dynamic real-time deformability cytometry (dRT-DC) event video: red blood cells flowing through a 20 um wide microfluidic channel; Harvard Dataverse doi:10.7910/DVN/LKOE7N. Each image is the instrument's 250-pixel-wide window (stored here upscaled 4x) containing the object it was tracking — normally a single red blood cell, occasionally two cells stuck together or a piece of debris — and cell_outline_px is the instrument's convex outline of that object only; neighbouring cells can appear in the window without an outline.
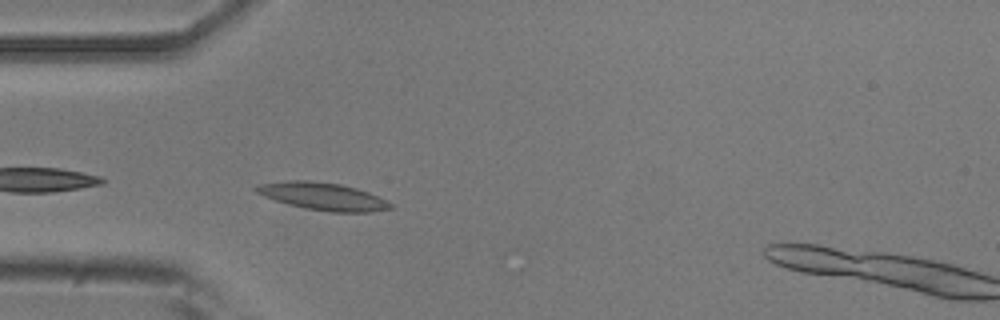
{"species": "common noctule bat (a hibernating species)", "species_latin": "Nyctalus noctula", "temperature_condition": "room temperature", "stored_images_in_passage": 33, "camera_frame_rate_fps": 3000, "um_per_image_px": 0.085, "animal": {"sex": "male", "body_mass_g": 20.5, "forearm_length_mm": 52.5}, "frame": {"image": 1, "passage_image": 2, "time_ms": 0.333, "image_size_px": [1000, 320], "cell_outline_px": [[392, 208], [372, 212], [328, 212], [304, 208], [288, 204], [264, 196], [256, 192], [252, 188], [260, 184], [288, 180], [308, 180], [340, 184], [356, 188], [368, 192], [388, 200], [392, 204]], "centroid_in_image_um": [27.46, 16.69], "position_along_channel_um": 57.5, "area_um2": 21.56}}
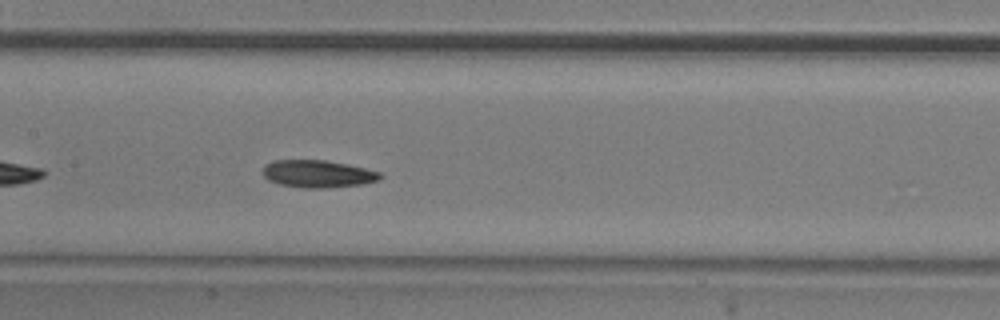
{"frame": {"image": 2, "passage_image": 12, "time_ms": 3.667, "image_size_px": [1000, 320], "cell_outline_px": [[384, 176], [380, 180], [364, 184], [324, 188], [304, 188], [280, 184], [268, 180], [264, 176], [264, 164], [276, 160], [324, 160], [348, 164], [380, 172]], "centroid_in_image_um": [27.05, 14.78], "position_along_channel_um": 180.4, "area_um2": 18.79}}
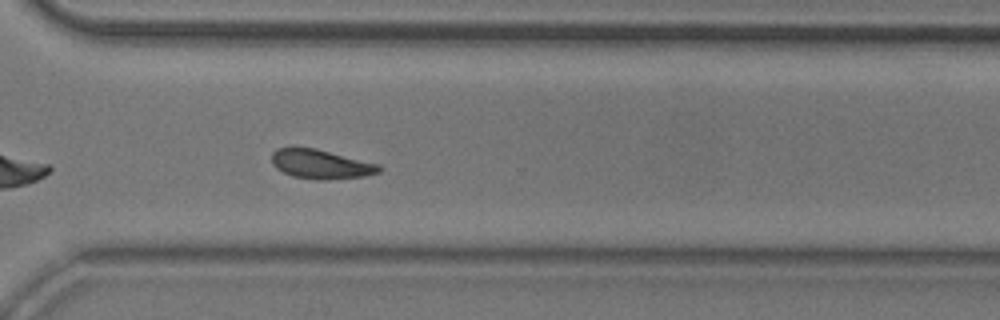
{"frame": {"image": 3, "passage_image": 25, "time_ms": 8.0, "image_size_px": [1000, 320], "cell_outline_px": [[384, 168], [380, 172], [364, 176], [328, 180], [316, 180], [292, 176], [276, 168], [272, 164], [272, 152], [276, 148], [316, 148], [380, 164]], "centroid_in_image_um": [27.31, 13.96], "position_along_channel_um": 343.3, "area_um2": 18.44}, "authors_computed_cell_mechanics": {"area_um2": 18.4382, "velocity_mm_per_s": 3.771, "shape_relaxation_time_tau1_ms": 4.1354, "shape_relaxation_time_tau2_ms": 8.4334, "deformation_change_tau1": 0.1161, "deformation_change_tau2": 0.162}}